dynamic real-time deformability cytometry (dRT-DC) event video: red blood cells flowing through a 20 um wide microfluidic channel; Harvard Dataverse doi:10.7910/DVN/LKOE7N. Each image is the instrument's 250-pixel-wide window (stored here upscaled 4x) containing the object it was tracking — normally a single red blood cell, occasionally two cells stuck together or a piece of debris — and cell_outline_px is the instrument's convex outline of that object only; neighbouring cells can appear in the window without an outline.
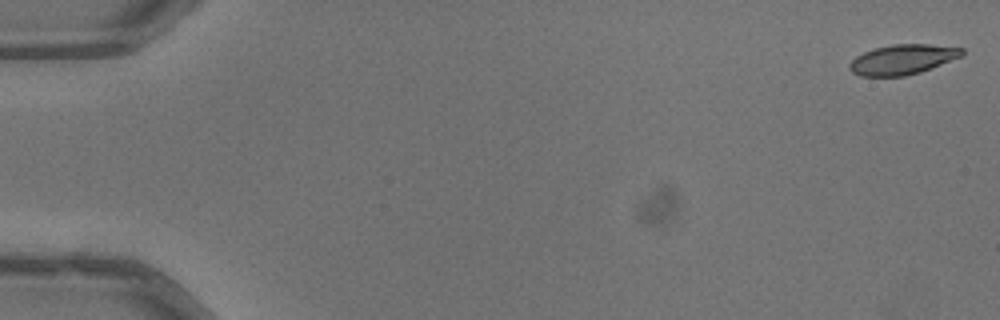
{"species": "common noctule bat (a hibernating species)", "species_latin": "Nyctalus noctula", "temperature_condition": "warm", "stored_images_in_passage": 20, "camera_frame_rate_fps": 3000, "um_per_image_px": 0.085, "animal": {"sex": "male", "body_mass_g": 13.3}, "frame": {"image": 1, "passage_image": 1, "time_ms": 0.0, "image_size_px": [1000, 320], "cell_outline_px": [[964, 56], [920, 72], [904, 76], [860, 76], [852, 72], [848, 68], [848, 64], [856, 56], [864, 52], [876, 48], [892, 44], [928, 44], [964, 48]], "centroid_in_image_um": [76.73, 5.05], "position_along_channel_um": 8.3, "area_um2": 19.71}}
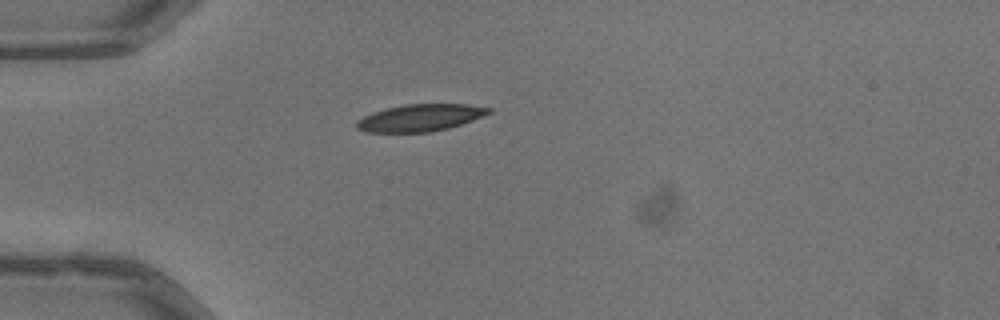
{"frame": {"image": 2, "passage_image": 15, "time_ms": 4.667, "image_size_px": [1000, 320], "cell_outline_px": [[492, 112], [472, 120], [448, 128], [428, 132], [368, 132], [356, 128], [356, 120], [372, 112], [404, 104], [464, 104], [492, 108]], "centroid_in_image_um": [35.7, 10.0], "position_along_channel_um": 49.3, "area_um2": 20.63}}